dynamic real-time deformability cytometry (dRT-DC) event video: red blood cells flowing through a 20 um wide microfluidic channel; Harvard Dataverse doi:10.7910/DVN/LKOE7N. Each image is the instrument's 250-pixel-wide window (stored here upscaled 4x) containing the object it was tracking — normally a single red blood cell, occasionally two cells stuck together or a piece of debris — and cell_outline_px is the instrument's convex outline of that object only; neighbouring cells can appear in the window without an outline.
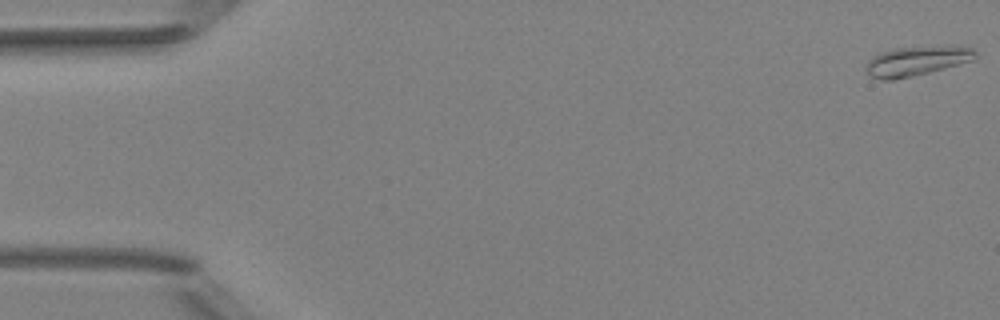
{"species": "Egyptian fruit bat (a non-hibernating species)", "species_latin": "Rousettus aegyptiacus", "temperature_condition": "room temperature", "stored_images_in_passage": 6, "segment_of_instrument_passage": [2, 2], "camera_frame_rate_fps": 3000, "um_per_image_px": 0.085, "animal": {"sex": "female"}, "frame": {"image": 1, "passage_image": 6, "time_ms": 1.667, "image_size_px": [1000, 320], "cell_outline_px": [[976, 56], [972, 60], [960, 64], [912, 76], [892, 80], [880, 80], [872, 76], [864, 68], [868, 60], [872, 56], [880, 52], [896, 48], [948, 44], [972, 48], [976, 52]], "centroid_in_image_um": [77.91, 5.15], "position_along_channel_um": 7.1, "area_um2": 19.07}}